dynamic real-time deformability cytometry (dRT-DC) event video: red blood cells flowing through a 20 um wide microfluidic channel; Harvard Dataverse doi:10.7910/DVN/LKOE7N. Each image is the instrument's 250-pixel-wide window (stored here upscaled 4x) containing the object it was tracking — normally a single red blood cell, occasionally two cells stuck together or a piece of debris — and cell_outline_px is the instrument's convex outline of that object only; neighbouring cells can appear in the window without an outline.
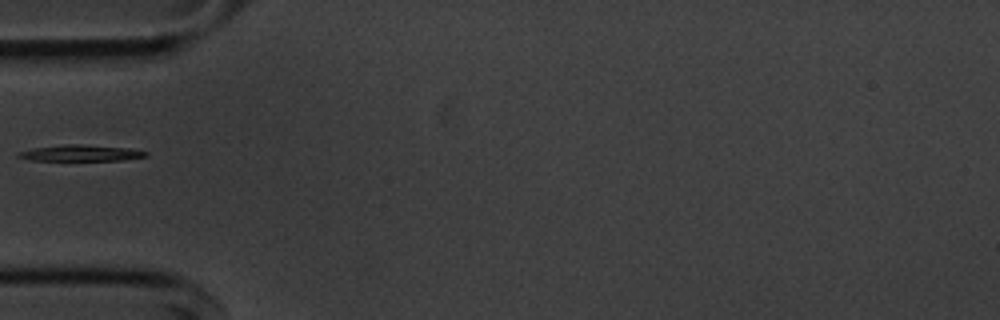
{"species": "common noctule bat (a hibernating species)", "species_latin": "Nyctalus noctula", "temperature_condition": "cold", "stored_images_in_passage": 38, "camera_frame_rate_fps": 3000, "um_per_image_px": 0.085, "animal": {"sex": "male", "body_mass_g": 20.1, "forearm_length_mm": 53.5}, "frame": {"image": 1, "passage_image": 1, "time_ms": 0.0, "image_size_px": [1000, 320], "cell_outline_px": [[148, 156], [124, 160], [28, 160], [16, 156], [20, 152], [32, 148], [64, 144], [80, 144], [132, 148], [148, 152]], "centroid_in_image_um": [6.91, 13.0], "position_along_channel_um": 78.1, "area_um2": 12.02}}
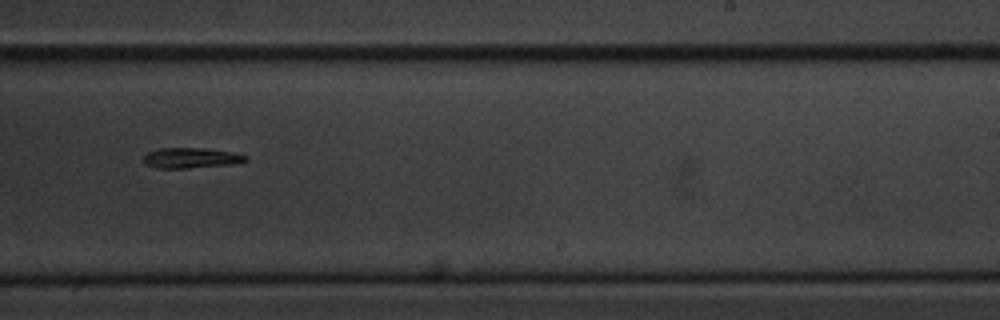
{"frame": {"image": 2, "passage_image": 17, "time_ms": 5.333, "image_size_px": [1000, 320], "cell_outline_px": [[248, 160], [232, 164], [188, 168], [156, 168], [144, 164], [144, 156], [148, 152], [160, 148], [200, 148], [232, 152], [248, 156]], "centroid_in_image_um": [16.22, 13.43], "position_along_channel_um": 272.8, "area_um2": 12.02}}
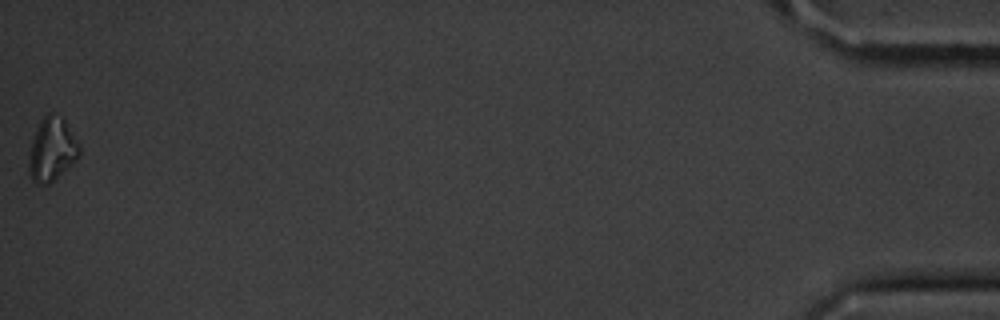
{"frame": {"image": 3, "passage_image": 38, "time_ms": 12.333, "image_size_px": [1000, 320], "cell_outline_px": [[80, 152], [76, 160], [72, 164], [48, 184], [36, 184], [32, 180], [28, 172], [28, 160], [32, 136], [40, 120], [48, 112], [60, 116], [64, 120], [80, 144]], "centroid_in_image_um": [4.39, 12.7], "position_along_channel_um": 430.8, "area_um2": 18.73}}